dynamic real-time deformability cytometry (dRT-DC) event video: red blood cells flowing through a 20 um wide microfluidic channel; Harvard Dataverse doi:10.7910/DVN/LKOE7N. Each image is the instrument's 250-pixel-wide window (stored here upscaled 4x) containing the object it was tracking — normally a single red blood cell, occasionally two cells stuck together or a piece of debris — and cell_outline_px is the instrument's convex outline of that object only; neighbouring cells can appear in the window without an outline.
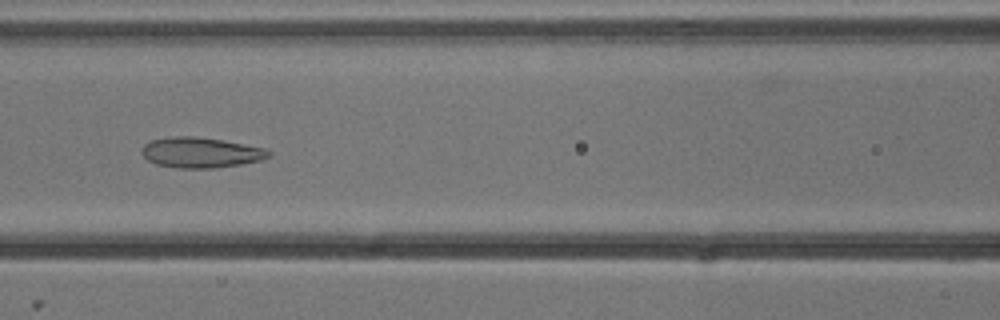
{"species": "common noctule bat (a hibernating species)", "species_latin": "Nyctalus noctula", "temperature_condition": "cold", "stored_images_in_passage": 6, "camera_frame_rate_fps": 3000, "um_per_image_px": 0.085, "animal": {"sex": "male", "body_mass_g": 13.3}, "frame": {"image": 1, "passage_image": 6, "time_ms": 1.667, "image_size_px": [1000, 320], "cell_outline_px": [[272, 156], [260, 160], [240, 164], [212, 168], [176, 168], [156, 164], [148, 160], [140, 152], [140, 148], [144, 144], [152, 140], [172, 136], [196, 136], [224, 140], [264, 148], [272, 152]], "centroid_in_image_um": [17.04, 12.96], "position_along_channel_um": 149.6, "area_um2": 22.6}}